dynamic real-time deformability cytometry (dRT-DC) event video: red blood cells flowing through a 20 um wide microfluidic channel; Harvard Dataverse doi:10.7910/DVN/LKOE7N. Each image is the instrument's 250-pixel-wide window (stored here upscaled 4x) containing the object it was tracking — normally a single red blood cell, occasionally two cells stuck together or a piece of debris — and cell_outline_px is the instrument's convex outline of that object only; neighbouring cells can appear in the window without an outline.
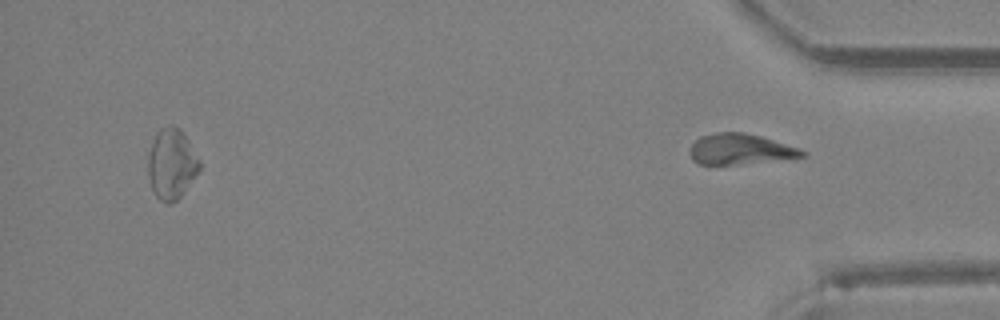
{"species": "Egyptian fruit bat (a non-hibernating species)", "species_latin": "Rousettus aegyptiacus", "temperature_condition": "room temperature", "stored_images_in_passage": 31, "segment_of_instrument_passage": [2, 2], "camera_frame_rate_fps": 3000, "um_per_image_px": 0.085, "animal": {"sex": "female"}, "frame": {"image": 1, "passage_image": 31, "time_ms": 10.0, "image_size_px": [1000, 320], "cell_outline_px": [[808, 156], [732, 164], [696, 164], [692, 160], [692, 144], [700, 136], [716, 132], [744, 132], [760, 136], [800, 148], [808, 152]], "centroid_in_image_um": [62.94, 12.66], "position_along_channel_um": 372.3, "area_um2": 19.71}}